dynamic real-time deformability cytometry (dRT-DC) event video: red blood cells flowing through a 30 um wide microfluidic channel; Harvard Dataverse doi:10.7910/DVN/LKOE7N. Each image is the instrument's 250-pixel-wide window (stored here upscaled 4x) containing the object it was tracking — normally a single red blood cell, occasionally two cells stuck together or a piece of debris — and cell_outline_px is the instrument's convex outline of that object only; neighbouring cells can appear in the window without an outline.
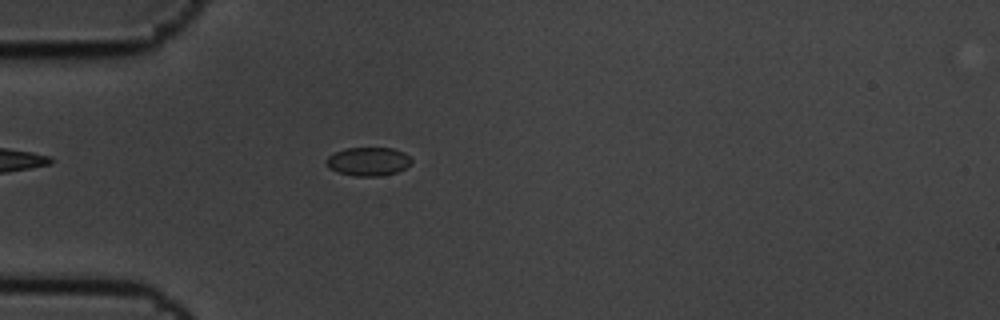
{"species": "common noctule bat (a hibernating species)", "species_latin": "Nyctalus noctula", "temperature_condition": "cold", "stored_images_in_passage": 5, "camera_frame_rate_fps": 3000, "um_per_image_px": 0.085, "animal": {"sex": "male", "body_mass_g": 19.5, "forearm_length_mm": 54.6}, "frame": {"image": 1, "passage_image": 5, "time_ms": 1.333, "image_size_px": [1000, 320], "cell_outline_px": [[412, 164], [396, 172], [380, 176], [356, 176], [336, 172], [324, 160], [328, 156], [344, 148], [392, 148], [404, 152], [412, 160]], "centroid_in_image_um": [31.31, 13.72], "position_along_channel_um": 53.7, "area_um2": 14.1}}